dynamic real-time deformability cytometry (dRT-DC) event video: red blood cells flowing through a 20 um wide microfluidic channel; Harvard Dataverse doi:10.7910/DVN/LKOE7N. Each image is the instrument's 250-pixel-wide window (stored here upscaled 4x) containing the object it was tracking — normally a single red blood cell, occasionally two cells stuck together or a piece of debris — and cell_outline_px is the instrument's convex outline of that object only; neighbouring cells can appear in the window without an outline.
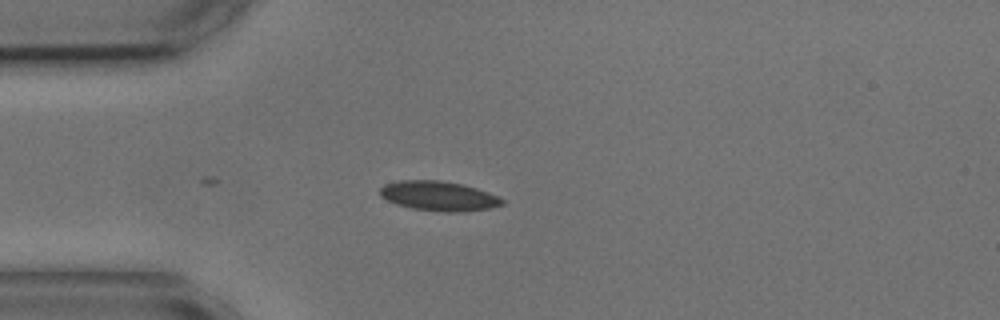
{"species": "common noctule bat (a hibernating species)", "species_latin": "Nyctalus noctula", "temperature_condition": "cold", "stored_images_in_passage": 2, "camera_frame_rate_fps": 3000, "um_per_image_px": 0.085, "animal": {"sex": "male", "body_mass_g": 17.9, "forearm_length_mm": 54.2}, "frame": {"image": 1, "passage_image": 1, "time_ms": 0.0, "image_size_px": [1000, 320], "cell_outline_px": [[504, 204], [488, 208], [464, 212], [444, 212], [412, 208], [396, 204], [380, 196], [380, 188], [384, 184], [400, 180], [440, 180], [460, 184], [476, 188], [496, 196], [504, 200]], "centroid_in_image_um": [37.26, 16.66], "position_along_channel_um": 47.7, "area_um2": 20.92}}